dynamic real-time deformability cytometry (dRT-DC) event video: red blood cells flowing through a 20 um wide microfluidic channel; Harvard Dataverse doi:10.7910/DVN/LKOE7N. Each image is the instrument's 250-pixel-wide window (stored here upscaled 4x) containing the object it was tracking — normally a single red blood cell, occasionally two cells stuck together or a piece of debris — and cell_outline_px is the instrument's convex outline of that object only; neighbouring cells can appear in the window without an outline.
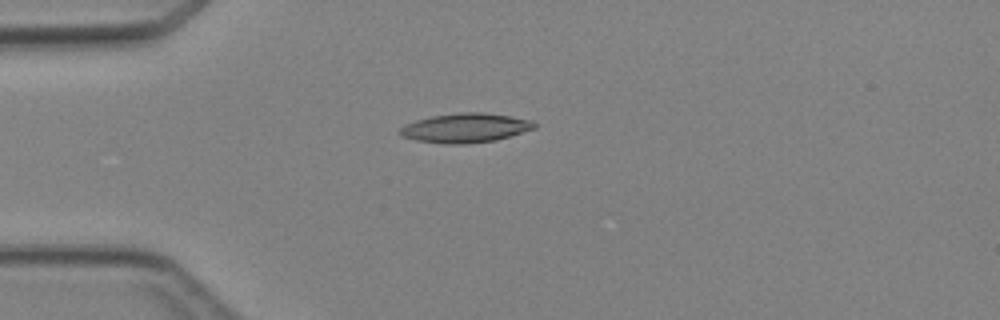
{"species": "Egyptian fruit bat (a non-hibernating species)", "species_latin": "Rousettus aegyptiacus", "temperature_condition": "cold", "stored_images_in_passage": 3, "camera_frame_rate_fps": 3000, "um_per_image_px": 0.085, "animal": {"sex": "female"}, "frame": {"image": 1, "passage_image": 3, "time_ms": 3.0, "image_size_px": [1000, 320], "cell_outline_px": [[536, 128], [496, 140], [464, 144], [444, 144], [416, 140], [400, 136], [396, 132], [400, 128], [416, 120], [432, 116], [464, 112], [484, 112], [512, 116], [532, 120], [536, 124]], "centroid_in_image_um": [39.56, 10.87], "position_along_channel_um": 45.4, "area_um2": 23.0}}